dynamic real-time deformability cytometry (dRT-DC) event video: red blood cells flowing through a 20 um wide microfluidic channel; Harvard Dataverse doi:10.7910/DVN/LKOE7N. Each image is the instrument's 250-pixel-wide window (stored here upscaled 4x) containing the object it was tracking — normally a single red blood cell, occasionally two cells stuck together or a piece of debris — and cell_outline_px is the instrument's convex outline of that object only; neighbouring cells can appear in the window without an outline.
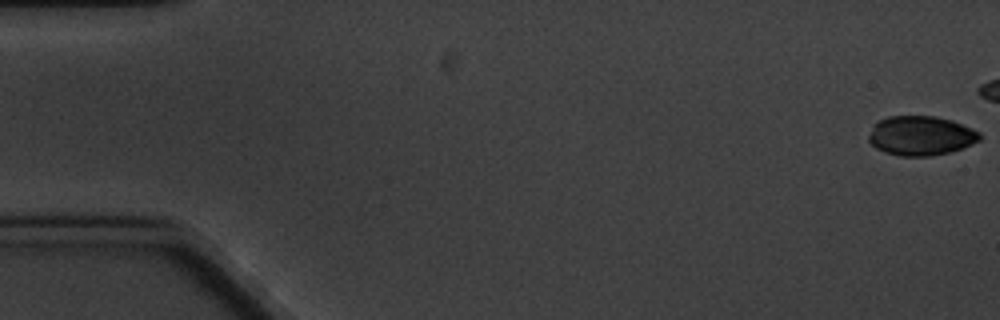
{"species": "common noctule bat (a hibernating species)", "species_latin": "Nyctalus noctula", "temperature_condition": "cold", "stored_images_in_passage": 6, "camera_frame_rate_fps": 3000, "um_per_image_px": 0.085, "animal": {"sex": "male", "body_mass_g": 20.1, "forearm_length_mm": 53.5}, "frame": {"image": 1, "passage_image": 1, "time_ms": 0.0, "image_size_px": [1000, 320], "cell_outline_px": [[980, 140], [972, 144], [948, 152], [932, 156], [900, 156], [884, 152], [876, 148], [868, 140], [868, 136], [872, 124], [888, 116], [936, 116], [952, 120], [972, 128], [980, 132]], "centroid_in_image_um": [78.24, 11.53], "position_along_channel_um": 6.8, "area_um2": 25.61}}